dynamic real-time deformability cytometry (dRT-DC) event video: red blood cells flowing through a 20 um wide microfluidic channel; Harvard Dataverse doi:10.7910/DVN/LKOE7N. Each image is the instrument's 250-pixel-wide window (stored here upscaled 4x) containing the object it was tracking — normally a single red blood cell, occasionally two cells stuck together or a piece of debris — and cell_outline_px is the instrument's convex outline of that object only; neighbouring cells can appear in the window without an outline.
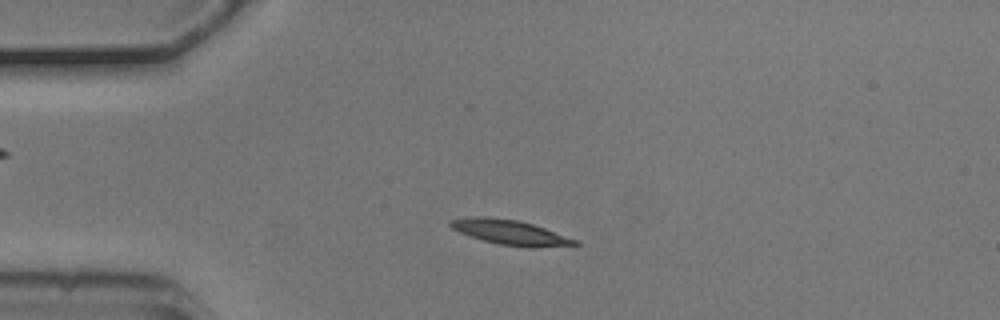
{"species": "common noctule bat (a hibernating species)", "species_latin": "Nyctalus noctula", "temperature_condition": "cold", "stored_images_in_passage": 3, "camera_frame_rate_fps": 3000, "um_per_image_px": 0.085, "animal": {"sex": "male", "body_mass_g": 20.5, "forearm_length_mm": 52.5}, "frame": {"image": 1, "passage_image": 2, "time_ms": 0.333, "image_size_px": [1000, 320], "cell_outline_px": [[580, 244], [532, 248], [528, 248], [500, 244], [484, 240], [460, 232], [452, 228], [448, 224], [448, 220], [472, 216], [484, 216], [520, 220], [580, 240]], "centroid_in_image_um": [43.39, 19.74], "position_along_channel_um": 41.6, "area_um2": 18.03}}